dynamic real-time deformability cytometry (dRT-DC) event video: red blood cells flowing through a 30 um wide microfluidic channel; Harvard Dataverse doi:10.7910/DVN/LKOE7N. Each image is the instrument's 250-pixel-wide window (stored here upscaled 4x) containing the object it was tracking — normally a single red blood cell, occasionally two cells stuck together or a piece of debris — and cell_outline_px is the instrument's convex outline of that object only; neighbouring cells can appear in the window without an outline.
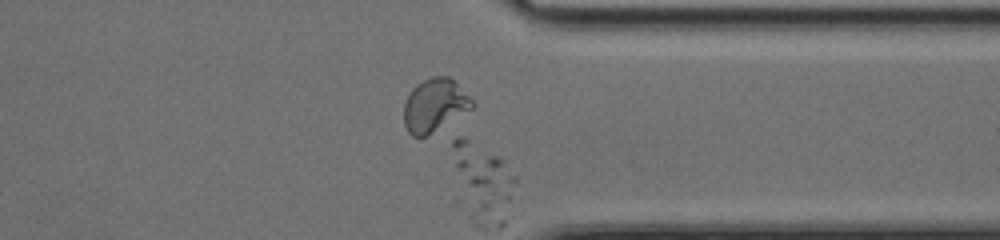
{"species": "common noctule bat (a hibernating species)", "species_latin": "Nyctalus noctula", "temperature_condition": "cold", "stored_images_in_passage": 40, "camera_frame_rate_fps": 3000, "um_per_image_px": 0.085, "animal": {"sex": "female", "body_mass_g": 17.0, "forearm_length_mm": 48.0}, "frame": {"image": 1, "passage_image": 26, "time_ms": 8.333, "image_size_px": [1000, 240], "cell_outline_px": [[476, 104], [472, 108], [424, 136], [412, 136], [408, 132], [404, 124], [404, 104], [412, 88], [416, 84], [432, 76], [448, 76], [456, 80]], "centroid_in_image_um": [36.95, 8.9], "position_along_channel_um": 374.5, "area_um2": 20.87}}